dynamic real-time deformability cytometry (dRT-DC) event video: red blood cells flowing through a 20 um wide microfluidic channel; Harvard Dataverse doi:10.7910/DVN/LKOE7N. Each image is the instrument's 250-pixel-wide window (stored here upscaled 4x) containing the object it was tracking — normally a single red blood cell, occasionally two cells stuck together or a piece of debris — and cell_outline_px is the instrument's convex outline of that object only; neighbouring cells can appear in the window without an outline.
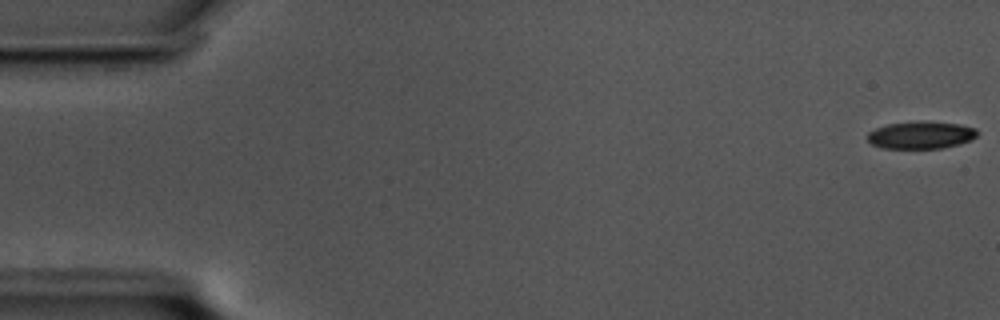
{"species": "common noctule bat (a hibernating species)", "species_latin": "Nyctalus noctula", "temperature_condition": "cold", "stored_images_in_passage": 58, "camera_frame_rate_fps": 3000, "um_per_image_px": 0.085, "animal": {"sex": "male", "body_mass_g": 17.5, "forearm_length_mm": 52.3}, "frame": {"image": 1, "passage_image": 1, "time_ms": 0.0, "image_size_px": [1000, 320], "cell_outline_px": [[976, 136], [972, 140], [960, 144], [944, 148], [880, 148], [872, 144], [868, 140], [868, 132], [876, 128], [888, 124], [960, 124], [976, 128]], "centroid_in_image_um": [78.28, 11.54], "position_along_channel_um": 6.7, "area_um2": 16.65}}
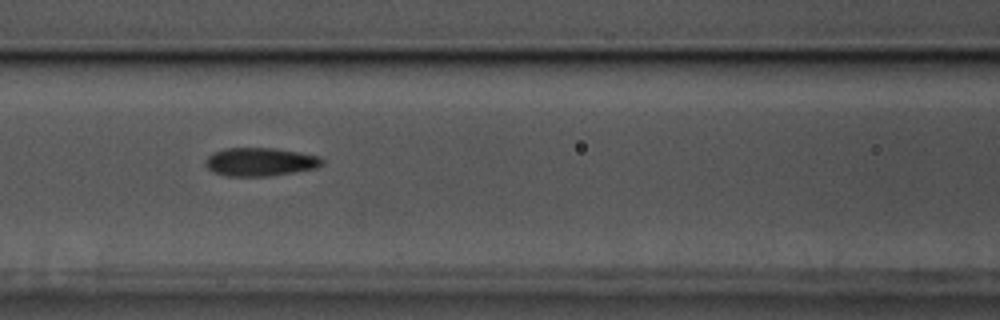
{"frame": {"image": 2, "passage_image": 25, "time_ms": 8.0, "image_size_px": [1000, 320], "cell_outline_px": [[324, 160], [316, 168], [272, 176], [228, 176], [212, 172], [204, 164], [204, 160], [212, 152], [224, 148], [276, 148], [300, 152], [320, 156]], "centroid_in_image_um": [22.08, 13.75], "position_along_channel_um": 144.5, "area_um2": 19.48}}
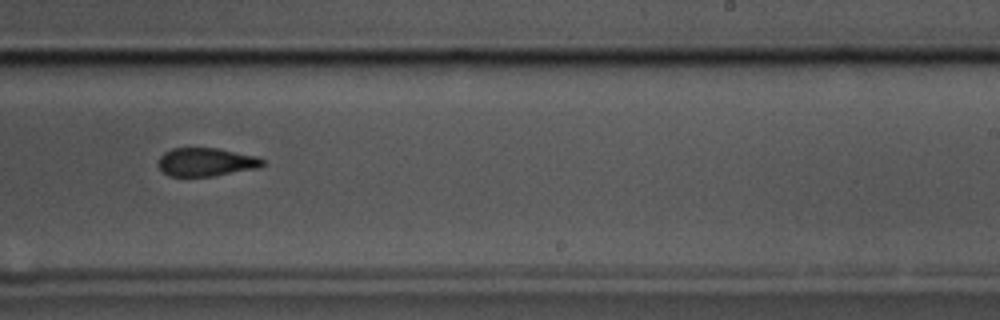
{"frame": {"image": 3, "passage_image": 36, "time_ms": 11.667, "image_size_px": [1000, 320], "cell_outline_px": [[264, 164], [260, 168], [212, 176], [168, 176], [156, 164], [160, 156], [164, 152], [172, 148], [216, 148], [256, 156], [264, 160]], "centroid_in_image_um": [17.5, 13.77], "position_along_channel_um": 271.5, "area_um2": 17.28}, "authors_computed_cell_mechanics": {"area_um2": 18.4382, "velocity_mm_per_s": 3.4781, "shape_relaxation_time_tau1_ms": null, "shape_relaxation_time_tau2_ms": 6.1374, "deformation_change_tau1": null, "deformation_change_tau2": 0.137}}